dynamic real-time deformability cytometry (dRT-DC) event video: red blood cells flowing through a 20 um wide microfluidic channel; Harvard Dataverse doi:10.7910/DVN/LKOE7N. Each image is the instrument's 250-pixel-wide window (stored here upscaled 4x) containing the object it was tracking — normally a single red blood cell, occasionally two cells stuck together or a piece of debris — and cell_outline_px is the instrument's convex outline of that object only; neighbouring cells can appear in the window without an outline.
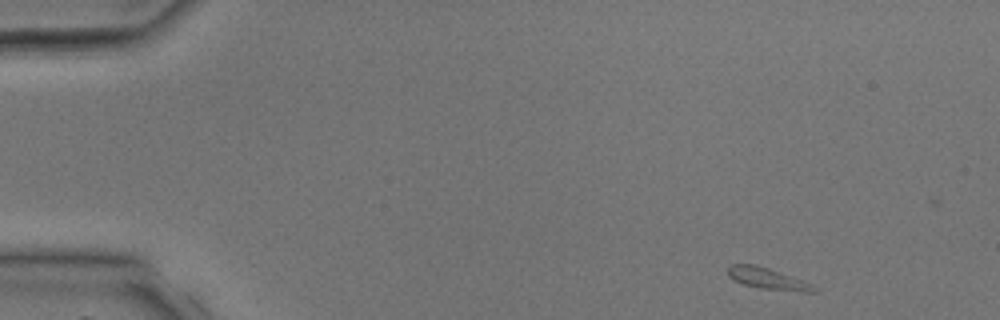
{"species": "common noctule bat (a hibernating species)", "species_latin": "Nyctalus noctula", "temperature_condition": "room temperature", "stored_images_in_passage": 3, "camera_frame_rate_fps": 3000, "um_per_image_px": 0.085, "animal": {"sex": "male", "body_mass_g": 17.9, "forearm_length_mm": 54.2}, "frame": {"image": 1, "passage_image": 1, "time_ms": 0.0, "image_size_px": [1000, 320], "cell_outline_px": [[820, 292], [804, 292], [760, 288], [744, 284], [732, 280], [728, 276], [728, 268], [732, 264], [756, 264], [768, 268], [812, 284], [820, 288]], "centroid_in_image_um": [65.28, 23.69], "position_along_channel_um": 19.7, "area_um2": 10.69}}
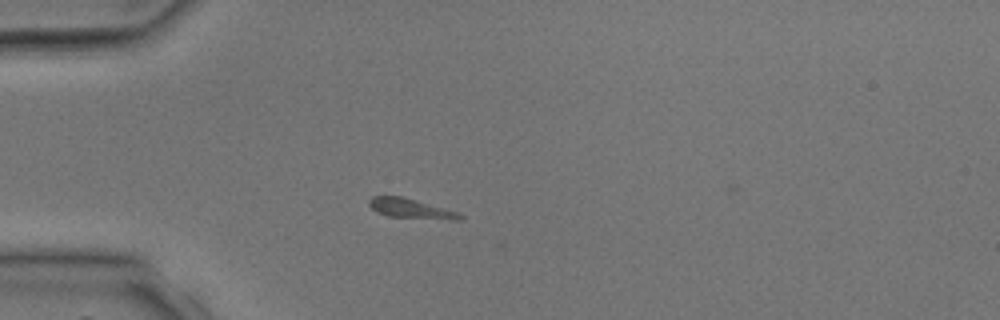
{"frame": {"image": 2, "passage_image": 3, "time_ms": 2.333, "image_size_px": [1000, 320], "cell_outline_px": [[464, 216], [460, 220], [452, 220], [388, 216], [376, 212], [368, 204], [368, 200], [372, 196], [404, 196], [460, 212]], "centroid_in_image_um": [34.95, 17.72], "position_along_channel_um": 50.0, "area_um2": 10.64}}